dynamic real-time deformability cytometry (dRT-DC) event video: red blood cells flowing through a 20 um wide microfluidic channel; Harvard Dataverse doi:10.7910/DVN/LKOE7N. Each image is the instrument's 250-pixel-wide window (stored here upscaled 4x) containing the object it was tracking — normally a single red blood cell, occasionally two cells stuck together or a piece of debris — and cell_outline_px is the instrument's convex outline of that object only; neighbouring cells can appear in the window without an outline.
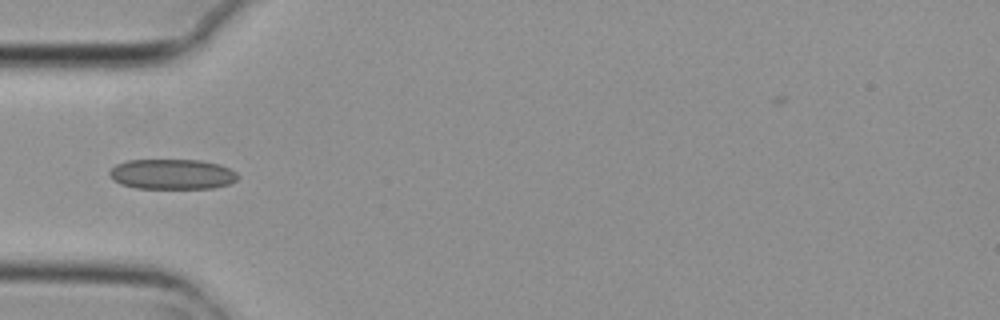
{"species": "common noctule bat (a hibernating species)", "species_latin": "Nyctalus noctula", "temperature_condition": "cold", "stored_images_in_passage": 3, "camera_frame_rate_fps": 3000, "um_per_image_px": 0.085, "animal": {"sex": "female", "body_mass_g": 29.2, "forearm_length_mm": 56.3}, "frame": {"image": 1, "passage_image": 1, "time_ms": 0.0, "image_size_px": [1000, 320], "cell_outline_px": [[240, 176], [236, 180], [228, 184], [212, 188], [136, 188], [120, 184], [112, 180], [108, 176], [108, 172], [116, 164], [128, 160], [200, 160], [220, 164], [236, 172]], "centroid_in_image_um": [14.6, 14.8], "position_along_channel_um": 70.4, "area_um2": 22.72}}
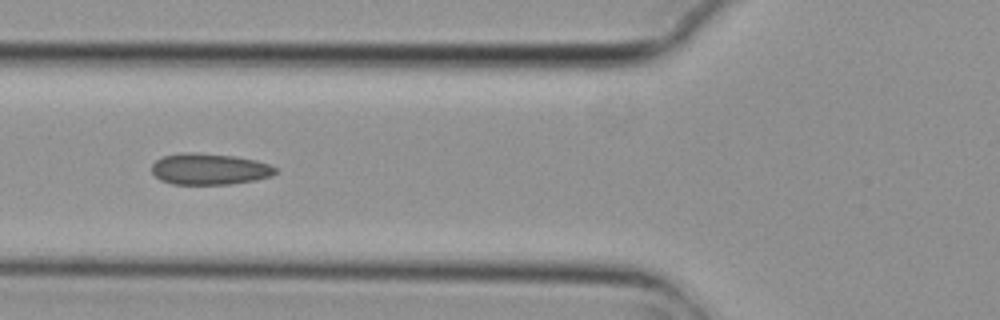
{"frame": {"image": 2, "passage_image": 2, "time_ms": 0.333, "image_size_px": [1000, 320], "cell_outline_px": [[276, 172], [272, 176], [256, 180], [228, 184], [172, 184], [160, 180], [152, 172], [152, 164], [156, 160], [164, 156], [184, 152], [192, 152], [236, 156], [256, 160], [268, 164], [276, 168]], "centroid_in_image_um": [17.8, 14.37], "position_along_channel_um": 108.0, "area_um2": 22.54}}
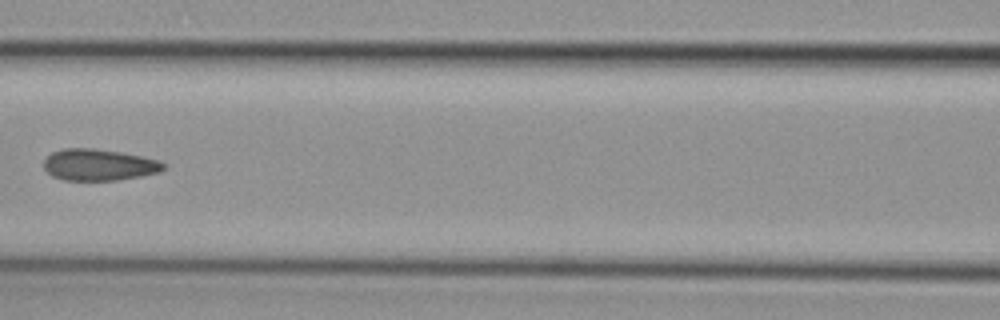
{"frame": {"image": 3, "passage_image": 3, "time_ms": 0.667, "image_size_px": [1000, 320], "cell_outline_px": [[164, 168], [160, 172], [140, 176], [116, 180], [64, 180], [52, 176], [44, 168], [44, 160], [52, 152], [64, 148], [92, 148], [120, 152], [140, 156], [156, 160], [164, 164]], "centroid_in_image_um": [8.36, 14.01], "position_along_channel_um": 158.2, "area_um2": 21.73}}